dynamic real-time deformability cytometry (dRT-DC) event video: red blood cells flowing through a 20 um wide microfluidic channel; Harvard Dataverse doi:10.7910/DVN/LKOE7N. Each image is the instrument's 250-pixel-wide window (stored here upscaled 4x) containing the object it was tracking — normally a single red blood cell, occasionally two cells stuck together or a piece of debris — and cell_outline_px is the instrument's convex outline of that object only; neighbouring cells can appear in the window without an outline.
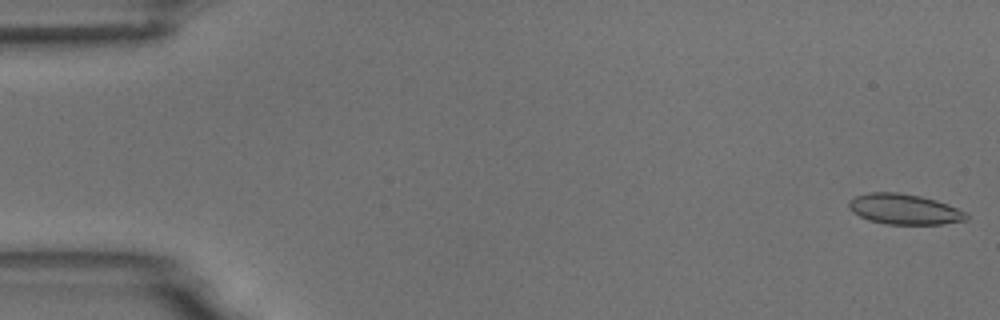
{"species": "common noctule bat (a hibernating species)", "species_latin": "Nyctalus noctula", "temperature_condition": "room temperature", "stored_images_in_passage": 5, "camera_frame_rate_fps": 3000, "um_per_image_px": 0.085, "animal": {"sex": "male", "body_mass_g": 18.8}, "frame": {"image": 1, "passage_image": 1, "time_ms": 0.0, "image_size_px": [1000, 320], "cell_outline_px": [[968, 220], [940, 224], [888, 224], [868, 220], [852, 212], [848, 208], [848, 200], [856, 196], [868, 192], [900, 192], [920, 196], [936, 200], [948, 204], [964, 212], [968, 216]], "centroid_in_image_um": [76.83, 17.77], "position_along_channel_um": 8.2, "area_um2": 20.87}}
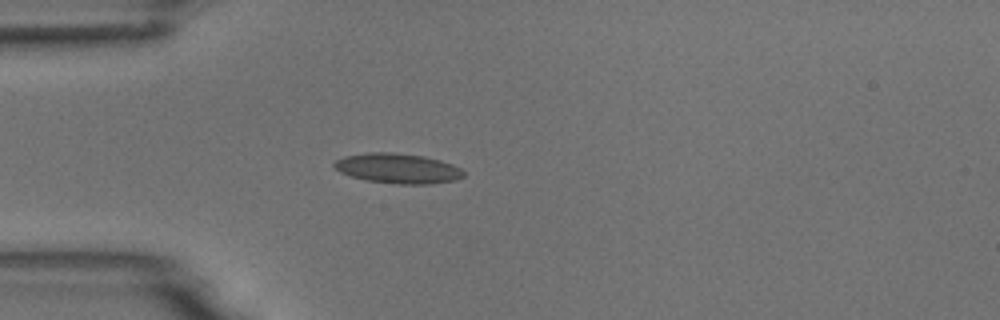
{"frame": {"image": 2, "passage_image": 5, "time_ms": 4.667, "image_size_px": [1000, 320], "cell_outline_px": [[464, 176], [456, 180], [432, 184], [396, 184], [368, 180], [352, 176], [340, 172], [332, 164], [336, 160], [344, 156], [368, 152], [392, 152], [424, 156], [440, 160], [452, 164], [460, 168], [464, 172]], "centroid_in_image_um": [33.83, 14.31], "position_along_channel_um": 51.2, "area_um2": 22.6}}